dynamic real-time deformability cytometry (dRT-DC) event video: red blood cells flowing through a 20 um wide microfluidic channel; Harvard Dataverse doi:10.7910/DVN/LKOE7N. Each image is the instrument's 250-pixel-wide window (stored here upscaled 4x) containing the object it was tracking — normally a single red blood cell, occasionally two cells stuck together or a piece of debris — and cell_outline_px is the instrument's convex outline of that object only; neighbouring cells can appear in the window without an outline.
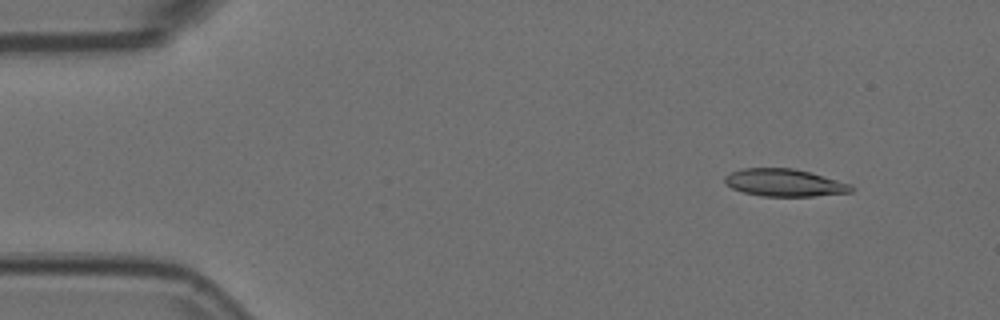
{"species": "Egyptian fruit bat (a non-hibernating species)", "species_latin": "Rousettus aegyptiacus", "temperature_condition": "room temperature", "stored_images_in_passage": 4, "camera_frame_rate_fps": 3000, "um_per_image_px": 0.085, "animal": {"sex": "female"}, "frame": {"image": 1, "passage_image": 1, "time_ms": 0.0, "image_size_px": [1000, 320], "cell_outline_px": [[856, 188], [852, 192], [812, 196], [760, 196], [744, 192], [732, 188], [724, 184], [724, 176], [732, 172], [744, 168], [792, 168], [808, 172], [852, 184]], "centroid_in_image_um": [66.67, 15.53], "position_along_channel_um": 18.3, "area_um2": 20.17}}
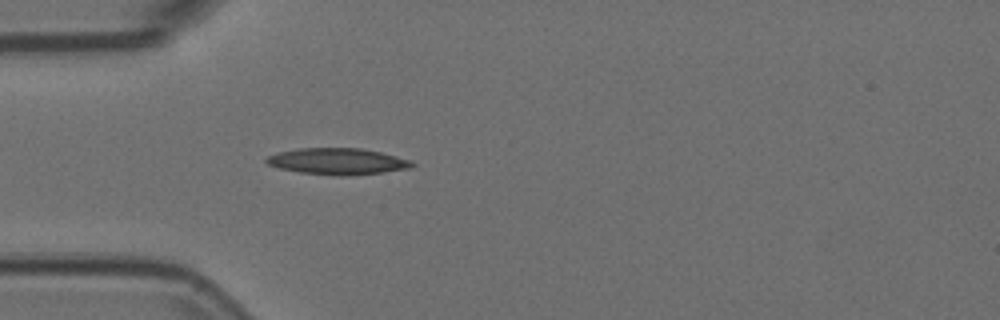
{"frame": {"image": 2, "passage_image": 4, "time_ms": 1.0, "image_size_px": [1000, 320], "cell_outline_px": [[416, 164], [412, 168], [384, 172], [344, 176], [336, 176], [300, 172], [280, 168], [268, 164], [264, 160], [268, 156], [280, 152], [300, 148], [360, 148], [380, 152], [412, 160]], "centroid_in_image_um": [28.74, 13.72], "position_along_channel_um": 56.3, "area_um2": 22.37}}